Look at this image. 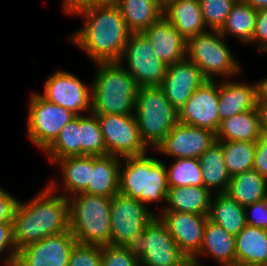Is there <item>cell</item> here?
I'll return each mask as SVG.
<instances>
[{
  "label": "cell",
  "mask_w": 267,
  "mask_h": 266,
  "mask_svg": "<svg viewBox=\"0 0 267 266\" xmlns=\"http://www.w3.org/2000/svg\"><path fill=\"white\" fill-rule=\"evenodd\" d=\"M90 87V88H89ZM47 101L57 104L81 116L83 112H91L92 90L76 75L59 70L49 74L44 83L43 93H39Z\"/></svg>",
  "instance_id": "obj_13"
},
{
  "label": "cell",
  "mask_w": 267,
  "mask_h": 266,
  "mask_svg": "<svg viewBox=\"0 0 267 266\" xmlns=\"http://www.w3.org/2000/svg\"><path fill=\"white\" fill-rule=\"evenodd\" d=\"M147 154L122 158L119 168V193L146 207L154 201H165L169 190L165 163Z\"/></svg>",
  "instance_id": "obj_4"
},
{
  "label": "cell",
  "mask_w": 267,
  "mask_h": 266,
  "mask_svg": "<svg viewBox=\"0 0 267 266\" xmlns=\"http://www.w3.org/2000/svg\"><path fill=\"white\" fill-rule=\"evenodd\" d=\"M225 40L219 30H208L187 40L186 57L200 69L206 80H215L216 75L223 80L231 79L241 71Z\"/></svg>",
  "instance_id": "obj_7"
},
{
  "label": "cell",
  "mask_w": 267,
  "mask_h": 266,
  "mask_svg": "<svg viewBox=\"0 0 267 266\" xmlns=\"http://www.w3.org/2000/svg\"><path fill=\"white\" fill-rule=\"evenodd\" d=\"M84 16L80 30L70 41L97 62H119L131 35L118 6H92L76 11L72 16Z\"/></svg>",
  "instance_id": "obj_2"
},
{
  "label": "cell",
  "mask_w": 267,
  "mask_h": 266,
  "mask_svg": "<svg viewBox=\"0 0 267 266\" xmlns=\"http://www.w3.org/2000/svg\"><path fill=\"white\" fill-rule=\"evenodd\" d=\"M18 198L0 187V223H12Z\"/></svg>",
  "instance_id": "obj_43"
},
{
  "label": "cell",
  "mask_w": 267,
  "mask_h": 266,
  "mask_svg": "<svg viewBox=\"0 0 267 266\" xmlns=\"http://www.w3.org/2000/svg\"><path fill=\"white\" fill-rule=\"evenodd\" d=\"M219 94L217 80L204 81L178 111L181 123L207 129L216 134L219 125Z\"/></svg>",
  "instance_id": "obj_15"
},
{
  "label": "cell",
  "mask_w": 267,
  "mask_h": 266,
  "mask_svg": "<svg viewBox=\"0 0 267 266\" xmlns=\"http://www.w3.org/2000/svg\"><path fill=\"white\" fill-rule=\"evenodd\" d=\"M140 266H190L192 263L181 251L166 224L158 214L148 223L131 246Z\"/></svg>",
  "instance_id": "obj_8"
},
{
  "label": "cell",
  "mask_w": 267,
  "mask_h": 266,
  "mask_svg": "<svg viewBox=\"0 0 267 266\" xmlns=\"http://www.w3.org/2000/svg\"><path fill=\"white\" fill-rule=\"evenodd\" d=\"M223 147L227 171L232 177L253 169L256 142L218 141Z\"/></svg>",
  "instance_id": "obj_33"
},
{
  "label": "cell",
  "mask_w": 267,
  "mask_h": 266,
  "mask_svg": "<svg viewBox=\"0 0 267 266\" xmlns=\"http://www.w3.org/2000/svg\"><path fill=\"white\" fill-rule=\"evenodd\" d=\"M206 79L187 57L168 65L161 84L166 98L179 111Z\"/></svg>",
  "instance_id": "obj_18"
},
{
  "label": "cell",
  "mask_w": 267,
  "mask_h": 266,
  "mask_svg": "<svg viewBox=\"0 0 267 266\" xmlns=\"http://www.w3.org/2000/svg\"><path fill=\"white\" fill-rule=\"evenodd\" d=\"M208 219L237 236L246 225L245 207L227 193H216L211 197Z\"/></svg>",
  "instance_id": "obj_28"
},
{
  "label": "cell",
  "mask_w": 267,
  "mask_h": 266,
  "mask_svg": "<svg viewBox=\"0 0 267 266\" xmlns=\"http://www.w3.org/2000/svg\"><path fill=\"white\" fill-rule=\"evenodd\" d=\"M215 135L216 141L257 142L262 136L258 106L221 121Z\"/></svg>",
  "instance_id": "obj_23"
},
{
  "label": "cell",
  "mask_w": 267,
  "mask_h": 266,
  "mask_svg": "<svg viewBox=\"0 0 267 266\" xmlns=\"http://www.w3.org/2000/svg\"><path fill=\"white\" fill-rule=\"evenodd\" d=\"M267 77V76H266ZM260 82V97L267 102V78L259 80Z\"/></svg>",
  "instance_id": "obj_49"
},
{
  "label": "cell",
  "mask_w": 267,
  "mask_h": 266,
  "mask_svg": "<svg viewBox=\"0 0 267 266\" xmlns=\"http://www.w3.org/2000/svg\"><path fill=\"white\" fill-rule=\"evenodd\" d=\"M253 169L267 179V137L263 135L256 142Z\"/></svg>",
  "instance_id": "obj_44"
},
{
  "label": "cell",
  "mask_w": 267,
  "mask_h": 266,
  "mask_svg": "<svg viewBox=\"0 0 267 266\" xmlns=\"http://www.w3.org/2000/svg\"><path fill=\"white\" fill-rule=\"evenodd\" d=\"M250 5L255 10L267 9V0H241Z\"/></svg>",
  "instance_id": "obj_47"
},
{
  "label": "cell",
  "mask_w": 267,
  "mask_h": 266,
  "mask_svg": "<svg viewBox=\"0 0 267 266\" xmlns=\"http://www.w3.org/2000/svg\"><path fill=\"white\" fill-rule=\"evenodd\" d=\"M44 152L52 163L66 157L80 156L79 116L64 126L56 140Z\"/></svg>",
  "instance_id": "obj_34"
},
{
  "label": "cell",
  "mask_w": 267,
  "mask_h": 266,
  "mask_svg": "<svg viewBox=\"0 0 267 266\" xmlns=\"http://www.w3.org/2000/svg\"><path fill=\"white\" fill-rule=\"evenodd\" d=\"M134 115L142 140L152 150L179 122L178 111L166 98L160 86L138 88Z\"/></svg>",
  "instance_id": "obj_6"
},
{
  "label": "cell",
  "mask_w": 267,
  "mask_h": 266,
  "mask_svg": "<svg viewBox=\"0 0 267 266\" xmlns=\"http://www.w3.org/2000/svg\"><path fill=\"white\" fill-rule=\"evenodd\" d=\"M245 214L247 225L267 230V198L246 206Z\"/></svg>",
  "instance_id": "obj_41"
},
{
  "label": "cell",
  "mask_w": 267,
  "mask_h": 266,
  "mask_svg": "<svg viewBox=\"0 0 267 266\" xmlns=\"http://www.w3.org/2000/svg\"><path fill=\"white\" fill-rule=\"evenodd\" d=\"M158 216L181 251L192 261L200 252L208 216L176 211H161Z\"/></svg>",
  "instance_id": "obj_17"
},
{
  "label": "cell",
  "mask_w": 267,
  "mask_h": 266,
  "mask_svg": "<svg viewBox=\"0 0 267 266\" xmlns=\"http://www.w3.org/2000/svg\"><path fill=\"white\" fill-rule=\"evenodd\" d=\"M59 185L53 179L31 201H18L12 220L13 243L17 251L69 230V202L58 193Z\"/></svg>",
  "instance_id": "obj_1"
},
{
  "label": "cell",
  "mask_w": 267,
  "mask_h": 266,
  "mask_svg": "<svg viewBox=\"0 0 267 266\" xmlns=\"http://www.w3.org/2000/svg\"><path fill=\"white\" fill-rule=\"evenodd\" d=\"M226 193L243 207L267 198V179L252 169L231 177Z\"/></svg>",
  "instance_id": "obj_30"
},
{
  "label": "cell",
  "mask_w": 267,
  "mask_h": 266,
  "mask_svg": "<svg viewBox=\"0 0 267 266\" xmlns=\"http://www.w3.org/2000/svg\"><path fill=\"white\" fill-rule=\"evenodd\" d=\"M118 7L131 33H141L163 16L160 0H120Z\"/></svg>",
  "instance_id": "obj_27"
},
{
  "label": "cell",
  "mask_w": 267,
  "mask_h": 266,
  "mask_svg": "<svg viewBox=\"0 0 267 266\" xmlns=\"http://www.w3.org/2000/svg\"><path fill=\"white\" fill-rule=\"evenodd\" d=\"M237 0H199L208 30H220Z\"/></svg>",
  "instance_id": "obj_37"
},
{
  "label": "cell",
  "mask_w": 267,
  "mask_h": 266,
  "mask_svg": "<svg viewBox=\"0 0 267 266\" xmlns=\"http://www.w3.org/2000/svg\"><path fill=\"white\" fill-rule=\"evenodd\" d=\"M77 243L70 229L46 237L20 249L15 266H68L71 251Z\"/></svg>",
  "instance_id": "obj_16"
},
{
  "label": "cell",
  "mask_w": 267,
  "mask_h": 266,
  "mask_svg": "<svg viewBox=\"0 0 267 266\" xmlns=\"http://www.w3.org/2000/svg\"><path fill=\"white\" fill-rule=\"evenodd\" d=\"M120 0H90L92 6H118Z\"/></svg>",
  "instance_id": "obj_48"
},
{
  "label": "cell",
  "mask_w": 267,
  "mask_h": 266,
  "mask_svg": "<svg viewBox=\"0 0 267 266\" xmlns=\"http://www.w3.org/2000/svg\"><path fill=\"white\" fill-rule=\"evenodd\" d=\"M216 141L215 133L178 122L153 149L173 159L199 158Z\"/></svg>",
  "instance_id": "obj_14"
},
{
  "label": "cell",
  "mask_w": 267,
  "mask_h": 266,
  "mask_svg": "<svg viewBox=\"0 0 267 266\" xmlns=\"http://www.w3.org/2000/svg\"><path fill=\"white\" fill-rule=\"evenodd\" d=\"M6 250L4 266H15L18 251L13 243L12 223H0V255Z\"/></svg>",
  "instance_id": "obj_40"
},
{
  "label": "cell",
  "mask_w": 267,
  "mask_h": 266,
  "mask_svg": "<svg viewBox=\"0 0 267 266\" xmlns=\"http://www.w3.org/2000/svg\"><path fill=\"white\" fill-rule=\"evenodd\" d=\"M143 33L150 41L155 55L166 66L186 58L187 41L164 16Z\"/></svg>",
  "instance_id": "obj_20"
},
{
  "label": "cell",
  "mask_w": 267,
  "mask_h": 266,
  "mask_svg": "<svg viewBox=\"0 0 267 266\" xmlns=\"http://www.w3.org/2000/svg\"><path fill=\"white\" fill-rule=\"evenodd\" d=\"M163 11V16L186 41L208 31L199 0H168L163 4Z\"/></svg>",
  "instance_id": "obj_21"
},
{
  "label": "cell",
  "mask_w": 267,
  "mask_h": 266,
  "mask_svg": "<svg viewBox=\"0 0 267 266\" xmlns=\"http://www.w3.org/2000/svg\"><path fill=\"white\" fill-rule=\"evenodd\" d=\"M111 200L101 195L78 193L69 202V229L83 245H110Z\"/></svg>",
  "instance_id": "obj_5"
},
{
  "label": "cell",
  "mask_w": 267,
  "mask_h": 266,
  "mask_svg": "<svg viewBox=\"0 0 267 266\" xmlns=\"http://www.w3.org/2000/svg\"><path fill=\"white\" fill-rule=\"evenodd\" d=\"M198 160L203 174L204 187L210 192L212 188H215L216 193H226L231 176L226 168L222 145L215 141Z\"/></svg>",
  "instance_id": "obj_29"
},
{
  "label": "cell",
  "mask_w": 267,
  "mask_h": 266,
  "mask_svg": "<svg viewBox=\"0 0 267 266\" xmlns=\"http://www.w3.org/2000/svg\"><path fill=\"white\" fill-rule=\"evenodd\" d=\"M163 4L166 3L168 0H160Z\"/></svg>",
  "instance_id": "obj_51"
},
{
  "label": "cell",
  "mask_w": 267,
  "mask_h": 266,
  "mask_svg": "<svg viewBox=\"0 0 267 266\" xmlns=\"http://www.w3.org/2000/svg\"><path fill=\"white\" fill-rule=\"evenodd\" d=\"M60 165L61 186L65 198L83 193L91 181V170H93V156L66 157L54 162ZM63 176V177H62ZM63 182V183H62Z\"/></svg>",
  "instance_id": "obj_26"
},
{
  "label": "cell",
  "mask_w": 267,
  "mask_h": 266,
  "mask_svg": "<svg viewBox=\"0 0 267 266\" xmlns=\"http://www.w3.org/2000/svg\"><path fill=\"white\" fill-rule=\"evenodd\" d=\"M122 159L112 155L93 156L88 188L83 192L112 198L119 192V168Z\"/></svg>",
  "instance_id": "obj_24"
},
{
  "label": "cell",
  "mask_w": 267,
  "mask_h": 266,
  "mask_svg": "<svg viewBox=\"0 0 267 266\" xmlns=\"http://www.w3.org/2000/svg\"><path fill=\"white\" fill-rule=\"evenodd\" d=\"M80 156H104L106 147L99 121L93 113L79 116Z\"/></svg>",
  "instance_id": "obj_36"
},
{
  "label": "cell",
  "mask_w": 267,
  "mask_h": 266,
  "mask_svg": "<svg viewBox=\"0 0 267 266\" xmlns=\"http://www.w3.org/2000/svg\"><path fill=\"white\" fill-rule=\"evenodd\" d=\"M94 115H96L101 127L106 155L122 159L148 153L149 148L141 138L138 122L134 114Z\"/></svg>",
  "instance_id": "obj_11"
},
{
  "label": "cell",
  "mask_w": 267,
  "mask_h": 266,
  "mask_svg": "<svg viewBox=\"0 0 267 266\" xmlns=\"http://www.w3.org/2000/svg\"><path fill=\"white\" fill-rule=\"evenodd\" d=\"M230 80V81H229ZM220 122L238 113L255 109L260 97V82L246 83L225 79L218 81Z\"/></svg>",
  "instance_id": "obj_19"
},
{
  "label": "cell",
  "mask_w": 267,
  "mask_h": 266,
  "mask_svg": "<svg viewBox=\"0 0 267 266\" xmlns=\"http://www.w3.org/2000/svg\"><path fill=\"white\" fill-rule=\"evenodd\" d=\"M84 7H90V0H64L63 1V10L70 15H73L76 11Z\"/></svg>",
  "instance_id": "obj_45"
},
{
  "label": "cell",
  "mask_w": 267,
  "mask_h": 266,
  "mask_svg": "<svg viewBox=\"0 0 267 266\" xmlns=\"http://www.w3.org/2000/svg\"><path fill=\"white\" fill-rule=\"evenodd\" d=\"M257 10L237 0L219 32L226 37L235 36L243 44L252 43Z\"/></svg>",
  "instance_id": "obj_32"
},
{
  "label": "cell",
  "mask_w": 267,
  "mask_h": 266,
  "mask_svg": "<svg viewBox=\"0 0 267 266\" xmlns=\"http://www.w3.org/2000/svg\"><path fill=\"white\" fill-rule=\"evenodd\" d=\"M102 266H140L139 259L131 247L126 246H101Z\"/></svg>",
  "instance_id": "obj_38"
},
{
  "label": "cell",
  "mask_w": 267,
  "mask_h": 266,
  "mask_svg": "<svg viewBox=\"0 0 267 266\" xmlns=\"http://www.w3.org/2000/svg\"><path fill=\"white\" fill-rule=\"evenodd\" d=\"M110 215V245L131 247L157 213L118 192L112 197Z\"/></svg>",
  "instance_id": "obj_9"
},
{
  "label": "cell",
  "mask_w": 267,
  "mask_h": 266,
  "mask_svg": "<svg viewBox=\"0 0 267 266\" xmlns=\"http://www.w3.org/2000/svg\"><path fill=\"white\" fill-rule=\"evenodd\" d=\"M227 266H262L260 264H253V263H246L242 261H234L233 263L227 265Z\"/></svg>",
  "instance_id": "obj_50"
},
{
  "label": "cell",
  "mask_w": 267,
  "mask_h": 266,
  "mask_svg": "<svg viewBox=\"0 0 267 266\" xmlns=\"http://www.w3.org/2000/svg\"><path fill=\"white\" fill-rule=\"evenodd\" d=\"M213 257L221 266L236 261L235 236L224 228L207 219L203 234V243L199 254L191 261L194 266H202L200 258Z\"/></svg>",
  "instance_id": "obj_22"
},
{
  "label": "cell",
  "mask_w": 267,
  "mask_h": 266,
  "mask_svg": "<svg viewBox=\"0 0 267 266\" xmlns=\"http://www.w3.org/2000/svg\"><path fill=\"white\" fill-rule=\"evenodd\" d=\"M29 99L26 134L36 147L45 151L56 140L64 126L77 115L47 101L39 92L31 93Z\"/></svg>",
  "instance_id": "obj_10"
},
{
  "label": "cell",
  "mask_w": 267,
  "mask_h": 266,
  "mask_svg": "<svg viewBox=\"0 0 267 266\" xmlns=\"http://www.w3.org/2000/svg\"><path fill=\"white\" fill-rule=\"evenodd\" d=\"M258 108L261 115V133L267 137V102L259 97Z\"/></svg>",
  "instance_id": "obj_46"
},
{
  "label": "cell",
  "mask_w": 267,
  "mask_h": 266,
  "mask_svg": "<svg viewBox=\"0 0 267 266\" xmlns=\"http://www.w3.org/2000/svg\"><path fill=\"white\" fill-rule=\"evenodd\" d=\"M236 260L264 265L267 263V230L250 225L235 236Z\"/></svg>",
  "instance_id": "obj_31"
},
{
  "label": "cell",
  "mask_w": 267,
  "mask_h": 266,
  "mask_svg": "<svg viewBox=\"0 0 267 266\" xmlns=\"http://www.w3.org/2000/svg\"><path fill=\"white\" fill-rule=\"evenodd\" d=\"M119 62L126 63L127 72L139 87L161 86L165 77L167 66L155 55L143 32L131 33Z\"/></svg>",
  "instance_id": "obj_12"
},
{
  "label": "cell",
  "mask_w": 267,
  "mask_h": 266,
  "mask_svg": "<svg viewBox=\"0 0 267 266\" xmlns=\"http://www.w3.org/2000/svg\"><path fill=\"white\" fill-rule=\"evenodd\" d=\"M91 83L93 114H135L139 86L120 62H97Z\"/></svg>",
  "instance_id": "obj_3"
},
{
  "label": "cell",
  "mask_w": 267,
  "mask_h": 266,
  "mask_svg": "<svg viewBox=\"0 0 267 266\" xmlns=\"http://www.w3.org/2000/svg\"><path fill=\"white\" fill-rule=\"evenodd\" d=\"M253 42L257 45L259 52L267 53V9L257 10Z\"/></svg>",
  "instance_id": "obj_42"
},
{
  "label": "cell",
  "mask_w": 267,
  "mask_h": 266,
  "mask_svg": "<svg viewBox=\"0 0 267 266\" xmlns=\"http://www.w3.org/2000/svg\"><path fill=\"white\" fill-rule=\"evenodd\" d=\"M68 266H102L101 246L77 243L71 251Z\"/></svg>",
  "instance_id": "obj_39"
},
{
  "label": "cell",
  "mask_w": 267,
  "mask_h": 266,
  "mask_svg": "<svg viewBox=\"0 0 267 266\" xmlns=\"http://www.w3.org/2000/svg\"><path fill=\"white\" fill-rule=\"evenodd\" d=\"M212 193L205 187L169 188L164 208L160 211H176L208 216Z\"/></svg>",
  "instance_id": "obj_25"
},
{
  "label": "cell",
  "mask_w": 267,
  "mask_h": 266,
  "mask_svg": "<svg viewBox=\"0 0 267 266\" xmlns=\"http://www.w3.org/2000/svg\"><path fill=\"white\" fill-rule=\"evenodd\" d=\"M166 167L169 188L173 187H204L202 171L197 158L174 159Z\"/></svg>",
  "instance_id": "obj_35"
}]
</instances>
